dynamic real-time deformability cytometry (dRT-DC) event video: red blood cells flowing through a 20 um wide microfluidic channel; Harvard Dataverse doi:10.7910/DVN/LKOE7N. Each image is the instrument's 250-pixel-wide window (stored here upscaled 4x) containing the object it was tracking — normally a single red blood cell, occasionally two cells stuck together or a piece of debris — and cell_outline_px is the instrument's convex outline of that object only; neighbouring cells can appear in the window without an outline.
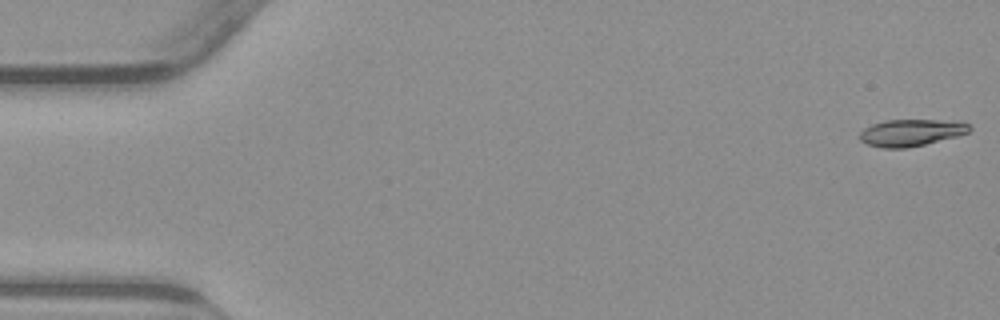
{"species": "common noctule bat (a hibernating species)", "species_latin": "Nyctalus noctula", "temperature_condition": "warm", "stored_images_in_passage": 54, "camera_frame_rate_fps": 3000, "um_per_image_px": 0.085, "animal": {"sex": "male", "body_mass_g": 23.1, "forearm_length_mm": 52.7}, "frame": {"image": 1, "passage_image": 1, "time_ms": 0.0, "image_size_px": [1000, 320], "cell_outline_px": [[972, 128], [968, 132], [956, 136], [924, 144], [904, 148], [880, 148], [868, 144], [860, 140], [860, 132], [864, 128], [872, 124], [884, 120], [964, 120]], "centroid_in_image_um": [77.46, 11.25], "position_along_channel_um": 7.5, "area_um2": 17.22}}
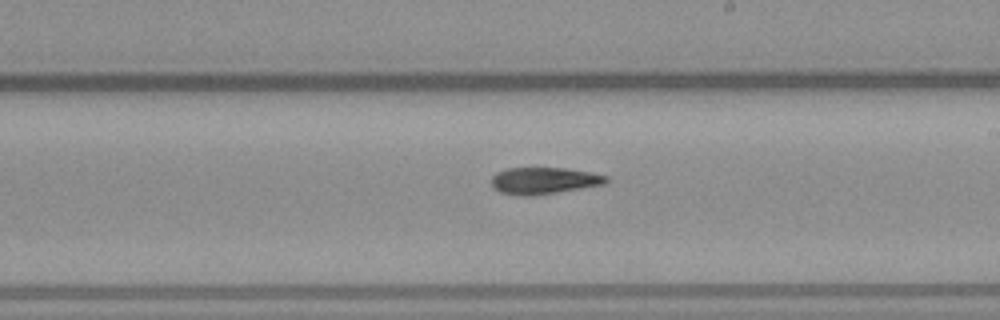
{"frame": {"image": 2, "passage_image": 31, "time_ms": 10.0, "image_size_px": [1000, 320], "cell_outline_px": [[608, 180], [604, 184], [536, 196], [516, 196], [500, 192], [492, 188], [492, 176], [496, 172], [508, 168], [564, 168], [592, 172], [608, 176]], "centroid_in_image_um": [46.21, 15.37], "position_along_channel_um": 242.8, "area_um2": 18.09}}
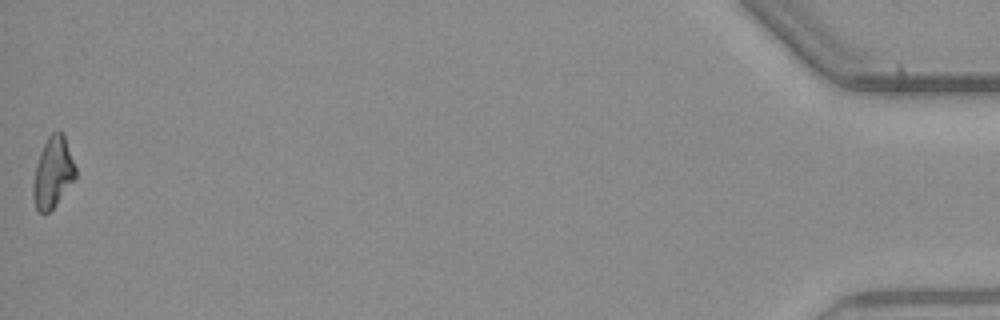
{"frame": {"image": 3, "passage_image": 54, "time_ms": 17.667, "image_size_px": [1000, 320], "cell_outline_px": [[76, 180], [56, 204], [44, 216], [36, 208], [32, 196], [32, 184], [36, 164], [40, 152], [48, 136], [52, 132], [60, 132], [64, 136], [76, 168]], "centroid_in_image_um": [4.49, 14.71], "position_along_channel_um": 430.7, "area_um2": 17.57}}